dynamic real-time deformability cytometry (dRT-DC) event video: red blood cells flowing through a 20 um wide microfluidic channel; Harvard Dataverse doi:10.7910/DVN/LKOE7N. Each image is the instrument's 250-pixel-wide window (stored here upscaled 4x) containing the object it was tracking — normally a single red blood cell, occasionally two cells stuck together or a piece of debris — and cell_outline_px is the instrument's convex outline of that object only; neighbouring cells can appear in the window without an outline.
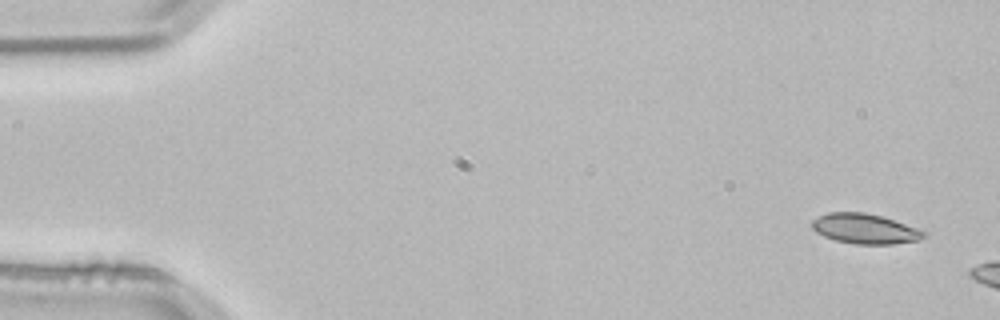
{"species": "common noctule bat (a hibernating species)", "species_latin": "Nyctalus noctula", "temperature_condition": "room temperature", "stored_images_in_passage": 2, "camera_frame_rate_fps": 3000, "um_per_image_px": 0.085, "animal": {"sex": "male", "body_mass_g": 21.5, "forearm_length_mm": 52.0}, "frame": {"image": 1, "passage_image": 1, "time_ms": 0.0, "image_size_px": [1000, 320], "cell_outline_px": [[928, 236], [920, 240], [892, 244], [856, 244], [836, 240], [824, 236], [816, 232], [812, 228], [812, 220], [828, 212], [864, 212], [880, 216], [928, 232]], "centroid_in_image_um": [73.53, 19.45], "position_along_channel_um": 11.5, "area_um2": 19.42}}